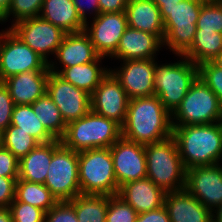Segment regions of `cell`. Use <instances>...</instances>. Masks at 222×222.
<instances>
[{
    "label": "cell",
    "mask_w": 222,
    "mask_h": 222,
    "mask_svg": "<svg viewBox=\"0 0 222 222\" xmlns=\"http://www.w3.org/2000/svg\"><path fill=\"white\" fill-rule=\"evenodd\" d=\"M44 0H12L9 11L0 19V22L8 20L10 15L14 17L13 23L26 18L40 15Z\"/></svg>",
    "instance_id": "obj_34"
},
{
    "label": "cell",
    "mask_w": 222,
    "mask_h": 222,
    "mask_svg": "<svg viewBox=\"0 0 222 222\" xmlns=\"http://www.w3.org/2000/svg\"><path fill=\"white\" fill-rule=\"evenodd\" d=\"M45 222H78L74 207L68 201H59L45 214Z\"/></svg>",
    "instance_id": "obj_38"
},
{
    "label": "cell",
    "mask_w": 222,
    "mask_h": 222,
    "mask_svg": "<svg viewBox=\"0 0 222 222\" xmlns=\"http://www.w3.org/2000/svg\"><path fill=\"white\" fill-rule=\"evenodd\" d=\"M179 155L186 169L222 161V121L213 124L172 126Z\"/></svg>",
    "instance_id": "obj_2"
},
{
    "label": "cell",
    "mask_w": 222,
    "mask_h": 222,
    "mask_svg": "<svg viewBox=\"0 0 222 222\" xmlns=\"http://www.w3.org/2000/svg\"><path fill=\"white\" fill-rule=\"evenodd\" d=\"M212 62L222 69V51L212 60Z\"/></svg>",
    "instance_id": "obj_49"
},
{
    "label": "cell",
    "mask_w": 222,
    "mask_h": 222,
    "mask_svg": "<svg viewBox=\"0 0 222 222\" xmlns=\"http://www.w3.org/2000/svg\"><path fill=\"white\" fill-rule=\"evenodd\" d=\"M198 77L217 95L222 104V69L212 61L198 65Z\"/></svg>",
    "instance_id": "obj_36"
},
{
    "label": "cell",
    "mask_w": 222,
    "mask_h": 222,
    "mask_svg": "<svg viewBox=\"0 0 222 222\" xmlns=\"http://www.w3.org/2000/svg\"><path fill=\"white\" fill-rule=\"evenodd\" d=\"M31 106L35 115L42 122L46 130L55 139L60 140L64 136L66 123L57 105L47 92L31 104Z\"/></svg>",
    "instance_id": "obj_30"
},
{
    "label": "cell",
    "mask_w": 222,
    "mask_h": 222,
    "mask_svg": "<svg viewBox=\"0 0 222 222\" xmlns=\"http://www.w3.org/2000/svg\"><path fill=\"white\" fill-rule=\"evenodd\" d=\"M222 121V104L198 77L171 115L172 126L213 124Z\"/></svg>",
    "instance_id": "obj_8"
},
{
    "label": "cell",
    "mask_w": 222,
    "mask_h": 222,
    "mask_svg": "<svg viewBox=\"0 0 222 222\" xmlns=\"http://www.w3.org/2000/svg\"><path fill=\"white\" fill-rule=\"evenodd\" d=\"M9 29L28 45L34 52L38 53L48 63V55L56 54L61 45L65 32L44 20L40 16L26 18L16 23H12Z\"/></svg>",
    "instance_id": "obj_11"
},
{
    "label": "cell",
    "mask_w": 222,
    "mask_h": 222,
    "mask_svg": "<svg viewBox=\"0 0 222 222\" xmlns=\"http://www.w3.org/2000/svg\"><path fill=\"white\" fill-rule=\"evenodd\" d=\"M44 185L58 201H69L81 194L78 152L54 140V153Z\"/></svg>",
    "instance_id": "obj_9"
},
{
    "label": "cell",
    "mask_w": 222,
    "mask_h": 222,
    "mask_svg": "<svg viewBox=\"0 0 222 222\" xmlns=\"http://www.w3.org/2000/svg\"><path fill=\"white\" fill-rule=\"evenodd\" d=\"M77 12L84 23H87V11H90L89 14L95 15L97 17L100 14V6L98 0H72ZM88 3H86V2ZM87 5V6H86ZM87 10V11H86Z\"/></svg>",
    "instance_id": "obj_42"
},
{
    "label": "cell",
    "mask_w": 222,
    "mask_h": 222,
    "mask_svg": "<svg viewBox=\"0 0 222 222\" xmlns=\"http://www.w3.org/2000/svg\"><path fill=\"white\" fill-rule=\"evenodd\" d=\"M19 160L0 144V176L18 177Z\"/></svg>",
    "instance_id": "obj_40"
},
{
    "label": "cell",
    "mask_w": 222,
    "mask_h": 222,
    "mask_svg": "<svg viewBox=\"0 0 222 222\" xmlns=\"http://www.w3.org/2000/svg\"><path fill=\"white\" fill-rule=\"evenodd\" d=\"M102 58L104 57L99 56L95 61L74 65L73 67L64 68L62 70H58V67L54 66L55 63L51 61L49 62V70L57 73L64 80L91 95L95 88L100 84L101 80L110 71V68H103L98 64L103 60Z\"/></svg>",
    "instance_id": "obj_24"
},
{
    "label": "cell",
    "mask_w": 222,
    "mask_h": 222,
    "mask_svg": "<svg viewBox=\"0 0 222 222\" xmlns=\"http://www.w3.org/2000/svg\"><path fill=\"white\" fill-rule=\"evenodd\" d=\"M14 201L28 203L45 212H48L59 202L44 184L21 179L16 181Z\"/></svg>",
    "instance_id": "obj_29"
},
{
    "label": "cell",
    "mask_w": 222,
    "mask_h": 222,
    "mask_svg": "<svg viewBox=\"0 0 222 222\" xmlns=\"http://www.w3.org/2000/svg\"><path fill=\"white\" fill-rule=\"evenodd\" d=\"M222 51V33L196 29L191 46L182 54L194 64L212 61Z\"/></svg>",
    "instance_id": "obj_27"
},
{
    "label": "cell",
    "mask_w": 222,
    "mask_h": 222,
    "mask_svg": "<svg viewBox=\"0 0 222 222\" xmlns=\"http://www.w3.org/2000/svg\"><path fill=\"white\" fill-rule=\"evenodd\" d=\"M11 125L19 127V130L28 133L40 144L56 140L37 118L31 105H15Z\"/></svg>",
    "instance_id": "obj_31"
},
{
    "label": "cell",
    "mask_w": 222,
    "mask_h": 222,
    "mask_svg": "<svg viewBox=\"0 0 222 222\" xmlns=\"http://www.w3.org/2000/svg\"><path fill=\"white\" fill-rule=\"evenodd\" d=\"M185 190L213 211L222 203V166H195L186 171Z\"/></svg>",
    "instance_id": "obj_16"
},
{
    "label": "cell",
    "mask_w": 222,
    "mask_h": 222,
    "mask_svg": "<svg viewBox=\"0 0 222 222\" xmlns=\"http://www.w3.org/2000/svg\"><path fill=\"white\" fill-rule=\"evenodd\" d=\"M39 16L65 33L84 31L85 23L72 0H44Z\"/></svg>",
    "instance_id": "obj_25"
},
{
    "label": "cell",
    "mask_w": 222,
    "mask_h": 222,
    "mask_svg": "<svg viewBox=\"0 0 222 222\" xmlns=\"http://www.w3.org/2000/svg\"><path fill=\"white\" fill-rule=\"evenodd\" d=\"M14 106L9 90L0 82V134L11 125Z\"/></svg>",
    "instance_id": "obj_39"
},
{
    "label": "cell",
    "mask_w": 222,
    "mask_h": 222,
    "mask_svg": "<svg viewBox=\"0 0 222 222\" xmlns=\"http://www.w3.org/2000/svg\"><path fill=\"white\" fill-rule=\"evenodd\" d=\"M50 70H32L2 81L15 105H31L47 91Z\"/></svg>",
    "instance_id": "obj_19"
},
{
    "label": "cell",
    "mask_w": 222,
    "mask_h": 222,
    "mask_svg": "<svg viewBox=\"0 0 222 222\" xmlns=\"http://www.w3.org/2000/svg\"><path fill=\"white\" fill-rule=\"evenodd\" d=\"M172 136L171 114L157 96L129 100L122 137L147 145Z\"/></svg>",
    "instance_id": "obj_1"
},
{
    "label": "cell",
    "mask_w": 222,
    "mask_h": 222,
    "mask_svg": "<svg viewBox=\"0 0 222 222\" xmlns=\"http://www.w3.org/2000/svg\"><path fill=\"white\" fill-rule=\"evenodd\" d=\"M205 1H222V0H205Z\"/></svg>",
    "instance_id": "obj_50"
},
{
    "label": "cell",
    "mask_w": 222,
    "mask_h": 222,
    "mask_svg": "<svg viewBox=\"0 0 222 222\" xmlns=\"http://www.w3.org/2000/svg\"><path fill=\"white\" fill-rule=\"evenodd\" d=\"M13 222H45L46 212L38 207L20 201L9 205Z\"/></svg>",
    "instance_id": "obj_37"
},
{
    "label": "cell",
    "mask_w": 222,
    "mask_h": 222,
    "mask_svg": "<svg viewBox=\"0 0 222 222\" xmlns=\"http://www.w3.org/2000/svg\"><path fill=\"white\" fill-rule=\"evenodd\" d=\"M165 195L166 192L147 177L125 183L117 193L138 214L164 206Z\"/></svg>",
    "instance_id": "obj_18"
},
{
    "label": "cell",
    "mask_w": 222,
    "mask_h": 222,
    "mask_svg": "<svg viewBox=\"0 0 222 222\" xmlns=\"http://www.w3.org/2000/svg\"><path fill=\"white\" fill-rule=\"evenodd\" d=\"M92 19L90 25L89 22L85 23L84 32L89 36L99 56L112 58L128 27L125 11L100 13L97 17L93 15Z\"/></svg>",
    "instance_id": "obj_13"
},
{
    "label": "cell",
    "mask_w": 222,
    "mask_h": 222,
    "mask_svg": "<svg viewBox=\"0 0 222 222\" xmlns=\"http://www.w3.org/2000/svg\"><path fill=\"white\" fill-rule=\"evenodd\" d=\"M18 177L0 176V208H9L15 199V186Z\"/></svg>",
    "instance_id": "obj_41"
},
{
    "label": "cell",
    "mask_w": 222,
    "mask_h": 222,
    "mask_svg": "<svg viewBox=\"0 0 222 222\" xmlns=\"http://www.w3.org/2000/svg\"><path fill=\"white\" fill-rule=\"evenodd\" d=\"M54 57L64 69L95 61L99 55L96 53L89 36L81 31L66 33Z\"/></svg>",
    "instance_id": "obj_23"
},
{
    "label": "cell",
    "mask_w": 222,
    "mask_h": 222,
    "mask_svg": "<svg viewBox=\"0 0 222 222\" xmlns=\"http://www.w3.org/2000/svg\"><path fill=\"white\" fill-rule=\"evenodd\" d=\"M78 222H106L109 195L79 194L68 201Z\"/></svg>",
    "instance_id": "obj_28"
},
{
    "label": "cell",
    "mask_w": 222,
    "mask_h": 222,
    "mask_svg": "<svg viewBox=\"0 0 222 222\" xmlns=\"http://www.w3.org/2000/svg\"><path fill=\"white\" fill-rule=\"evenodd\" d=\"M90 98L91 111L121 126L125 123L130 98L111 71L101 80Z\"/></svg>",
    "instance_id": "obj_14"
},
{
    "label": "cell",
    "mask_w": 222,
    "mask_h": 222,
    "mask_svg": "<svg viewBox=\"0 0 222 222\" xmlns=\"http://www.w3.org/2000/svg\"><path fill=\"white\" fill-rule=\"evenodd\" d=\"M136 222H170V218L166 208L162 206L158 209L138 214Z\"/></svg>",
    "instance_id": "obj_43"
},
{
    "label": "cell",
    "mask_w": 222,
    "mask_h": 222,
    "mask_svg": "<svg viewBox=\"0 0 222 222\" xmlns=\"http://www.w3.org/2000/svg\"><path fill=\"white\" fill-rule=\"evenodd\" d=\"M212 222H222V203L212 211Z\"/></svg>",
    "instance_id": "obj_48"
},
{
    "label": "cell",
    "mask_w": 222,
    "mask_h": 222,
    "mask_svg": "<svg viewBox=\"0 0 222 222\" xmlns=\"http://www.w3.org/2000/svg\"><path fill=\"white\" fill-rule=\"evenodd\" d=\"M205 0H183L172 8H159L164 25L163 46L182 55L192 44Z\"/></svg>",
    "instance_id": "obj_6"
},
{
    "label": "cell",
    "mask_w": 222,
    "mask_h": 222,
    "mask_svg": "<svg viewBox=\"0 0 222 222\" xmlns=\"http://www.w3.org/2000/svg\"><path fill=\"white\" fill-rule=\"evenodd\" d=\"M138 213L119 196H109L106 222H136Z\"/></svg>",
    "instance_id": "obj_35"
},
{
    "label": "cell",
    "mask_w": 222,
    "mask_h": 222,
    "mask_svg": "<svg viewBox=\"0 0 222 222\" xmlns=\"http://www.w3.org/2000/svg\"><path fill=\"white\" fill-rule=\"evenodd\" d=\"M183 0H153L159 8H172Z\"/></svg>",
    "instance_id": "obj_45"
},
{
    "label": "cell",
    "mask_w": 222,
    "mask_h": 222,
    "mask_svg": "<svg viewBox=\"0 0 222 222\" xmlns=\"http://www.w3.org/2000/svg\"><path fill=\"white\" fill-rule=\"evenodd\" d=\"M53 153L54 141L32 149L19 160L18 179L44 184Z\"/></svg>",
    "instance_id": "obj_26"
},
{
    "label": "cell",
    "mask_w": 222,
    "mask_h": 222,
    "mask_svg": "<svg viewBox=\"0 0 222 222\" xmlns=\"http://www.w3.org/2000/svg\"><path fill=\"white\" fill-rule=\"evenodd\" d=\"M122 67L110 69L130 99L155 95V58L121 61Z\"/></svg>",
    "instance_id": "obj_17"
},
{
    "label": "cell",
    "mask_w": 222,
    "mask_h": 222,
    "mask_svg": "<svg viewBox=\"0 0 222 222\" xmlns=\"http://www.w3.org/2000/svg\"><path fill=\"white\" fill-rule=\"evenodd\" d=\"M32 70H49V63L10 29L0 32V82Z\"/></svg>",
    "instance_id": "obj_10"
},
{
    "label": "cell",
    "mask_w": 222,
    "mask_h": 222,
    "mask_svg": "<svg viewBox=\"0 0 222 222\" xmlns=\"http://www.w3.org/2000/svg\"><path fill=\"white\" fill-rule=\"evenodd\" d=\"M196 26L203 31L222 33V1H205Z\"/></svg>",
    "instance_id": "obj_33"
},
{
    "label": "cell",
    "mask_w": 222,
    "mask_h": 222,
    "mask_svg": "<svg viewBox=\"0 0 222 222\" xmlns=\"http://www.w3.org/2000/svg\"><path fill=\"white\" fill-rule=\"evenodd\" d=\"M118 187L147 177L145 145L120 137L111 147Z\"/></svg>",
    "instance_id": "obj_15"
},
{
    "label": "cell",
    "mask_w": 222,
    "mask_h": 222,
    "mask_svg": "<svg viewBox=\"0 0 222 222\" xmlns=\"http://www.w3.org/2000/svg\"><path fill=\"white\" fill-rule=\"evenodd\" d=\"M161 47L163 42L157 36L127 27L112 58L119 61L152 59Z\"/></svg>",
    "instance_id": "obj_20"
},
{
    "label": "cell",
    "mask_w": 222,
    "mask_h": 222,
    "mask_svg": "<svg viewBox=\"0 0 222 222\" xmlns=\"http://www.w3.org/2000/svg\"><path fill=\"white\" fill-rule=\"evenodd\" d=\"M81 194L117 195L110 148H94L78 152Z\"/></svg>",
    "instance_id": "obj_7"
},
{
    "label": "cell",
    "mask_w": 222,
    "mask_h": 222,
    "mask_svg": "<svg viewBox=\"0 0 222 222\" xmlns=\"http://www.w3.org/2000/svg\"><path fill=\"white\" fill-rule=\"evenodd\" d=\"M164 207L170 222H212V211L185 189L167 192Z\"/></svg>",
    "instance_id": "obj_21"
},
{
    "label": "cell",
    "mask_w": 222,
    "mask_h": 222,
    "mask_svg": "<svg viewBox=\"0 0 222 222\" xmlns=\"http://www.w3.org/2000/svg\"><path fill=\"white\" fill-rule=\"evenodd\" d=\"M122 136V126L116 121L89 111L66 125L61 143L81 152L94 148H110Z\"/></svg>",
    "instance_id": "obj_4"
},
{
    "label": "cell",
    "mask_w": 222,
    "mask_h": 222,
    "mask_svg": "<svg viewBox=\"0 0 222 222\" xmlns=\"http://www.w3.org/2000/svg\"><path fill=\"white\" fill-rule=\"evenodd\" d=\"M12 0H0V19L9 11Z\"/></svg>",
    "instance_id": "obj_47"
},
{
    "label": "cell",
    "mask_w": 222,
    "mask_h": 222,
    "mask_svg": "<svg viewBox=\"0 0 222 222\" xmlns=\"http://www.w3.org/2000/svg\"><path fill=\"white\" fill-rule=\"evenodd\" d=\"M0 222H13L9 208H0Z\"/></svg>",
    "instance_id": "obj_46"
},
{
    "label": "cell",
    "mask_w": 222,
    "mask_h": 222,
    "mask_svg": "<svg viewBox=\"0 0 222 222\" xmlns=\"http://www.w3.org/2000/svg\"><path fill=\"white\" fill-rule=\"evenodd\" d=\"M0 144L20 160L40 143L28 133L19 130V127L9 125L0 134Z\"/></svg>",
    "instance_id": "obj_32"
},
{
    "label": "cell",
    "mask_w": 222,
    "mask_h": 222,
    "mask_svg": "<svg viewBox=\"0 0 222 222\" xmlns=\"http://www.w3.org/2000/svg\"><path fill=\"white\" fill-rule=\"evenodd\" d=\"M129 0H98L100 13L124 12Z\"/></svg>",
    "instance_id": "obj_44"
},
{
    "label": "cell",
    "mask_w": 222,
    "mask_h": 222,
    "mask_svg": "<svg viewBox=\"0 0 222 222\" xmlns=\"http://www.w3.org/2000/svg\"><path fill=\"white\" fill-rule=\"evenodd\" d=\"M147 178L167 192L185 189L187 169L184 167L175 139L145 145Z\"/></svg>",
    "instance_id": "obj_3"
},
{
    "label": "cell",
    "mask_w": 222,
    "mask_h": 222,
    "mask_svg": "<svg viewBox=\"0 0 222 222\" xmlns=\"http://www.w3.org/2000/svg\"><path fill=\"white\" fill-rule=\"evenodd\" d=\"M128 27L142 30L164 41V25L153 0H129L125 9Z\"/></svg>",
    "instance_id": "obj_22"
},
{
    "label": "cell",
    "mask_w": 222,
    "mask_h": 222,
    "mask_svg": "<svg viewBox=\"0 0 222 222\" xmlns=\"http://www.w3.org/2000/svg\"><path fill=\"white\" fill-rule=\"evenodd\" d=\"M46 92L57 105L66 125L82 118L91 110V95L57 73L50 71Z\"/></svg>",
    "instance_id": "obj_12"
},
{
    "label": "cell",
    "mask_w": 222,
    "mask_h": 222,
    "mask_svg": "<svg viewBox=\"0 0 222 222\" xmlns=\"http://www.w3.org/2000/svg\"><path fill=\"white\" fill-rule=\"evenodd\" d=\"M177 56L180 60L175 63L159 65L155 62L154 71L155 96L171 115L198 78V65L183 55Z\"/></svg>",
    "instance_id": "obj_5"
}]
</instances>
